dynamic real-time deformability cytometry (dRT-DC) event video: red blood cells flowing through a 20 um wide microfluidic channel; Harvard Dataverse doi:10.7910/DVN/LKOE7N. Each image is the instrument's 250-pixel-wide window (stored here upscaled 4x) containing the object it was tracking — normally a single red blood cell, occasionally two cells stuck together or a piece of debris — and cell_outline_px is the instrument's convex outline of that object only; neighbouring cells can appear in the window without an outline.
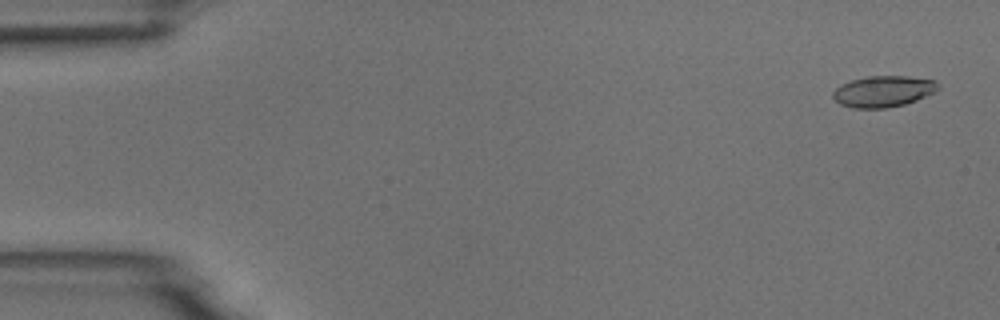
{"species": "common noctule bat (a hibernating species)", "species_latin": "Nyctalus noctula", "temperature_condition": "room temperature", "stored_images_in_passage": 4, "camera_frame_rate_fps": 3000, "um_per_image_px": 0.085, "animal": {"sex": "male", "body_mass_g": 18.8}, "frame": {"image": 1, "passage_image": 1, "time_ms": 0.0, "image_size_px": [1000, 320], "cell_outline_px": [[940, 88], [936, 92], [916, 100], [904, 104], [884, 108], [852, 108], [840, 104], [832, 96], [832, 92], [840, 84], [852, 80], [868, 76], [908, 76], [932, 80]], "centroid_in_image_um": [75.05, 7.77], "position_along_channel_um": 9.9, "area_um2": 19.02}}